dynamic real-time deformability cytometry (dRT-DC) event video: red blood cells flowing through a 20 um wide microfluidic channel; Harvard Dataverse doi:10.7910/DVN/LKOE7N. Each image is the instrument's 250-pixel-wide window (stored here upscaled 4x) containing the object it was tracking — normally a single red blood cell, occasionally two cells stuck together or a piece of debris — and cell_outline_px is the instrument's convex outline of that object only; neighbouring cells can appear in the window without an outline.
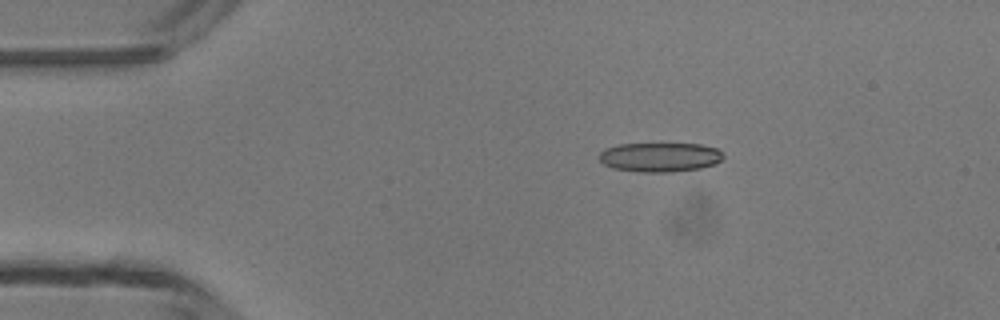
{"species": "common noctule bat (a hibernating species)", "species_latin": "Nyctalus noctula", "temperature_condition": "room temperature", "stored_images_in_passage": 6, "camera_frame_rate_fps": 3000, "um_per_image_px": 0.085, "animal": {"sex": "male", "body_mass_g": 13.3}, "frame": {"image": 1, "passage_image": 3, "time_ms": 2.333, "image_size_px": [1000, 320], "cell_outline_px": [[724, 156], [716, 164], [700, 168], [672, 172], [636, 172], [612, 168], [604, 164], [596, 156], [604, 148], [620, 144], [700, 144], [716, 148], [724, 152]], "centroid_in_image_um": [56.07, 13.36], "position_along_channel_um": 28.9, "area_um2": 21.44}}
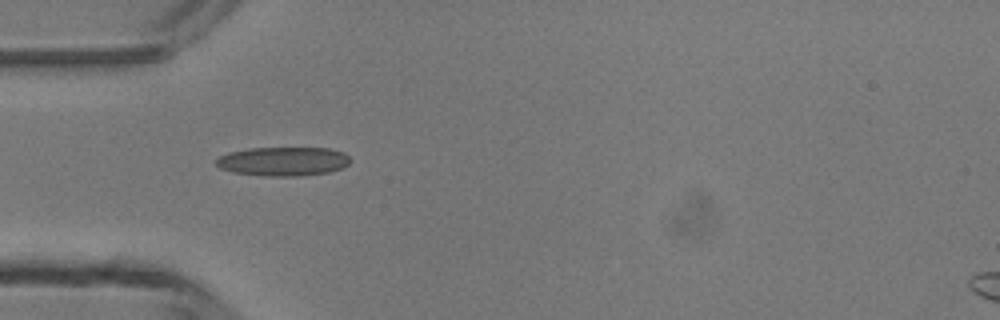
{"frame": {"image": 2, "passage_image": 5, "time_ms": 4.333, "image_size_px": [1000, 320], "cell_outline_px": [[352, 160], [344, 168], [328, 172], [296, 176], [268, 176], [232, 172], [220, 168], [216, 164], [216, 160], [220, 156], [228, 152], [248, 148], [328, 148], [344, 152]], "centroid_in_image_um": [24.09, 13.71], "position_along_channel_um": 60.9, "area_um2": 22.72}}
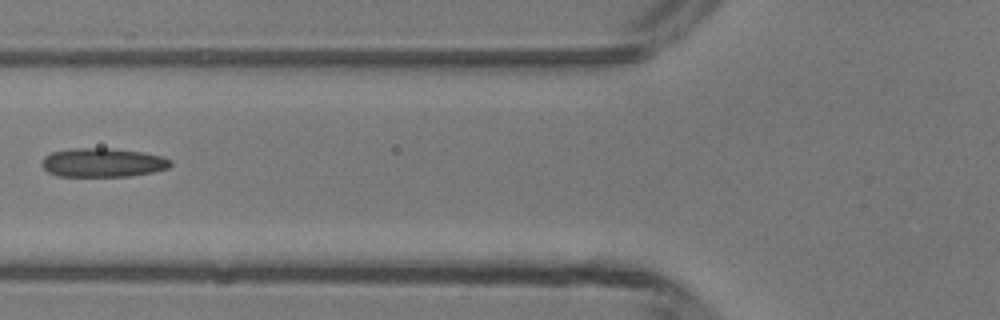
{"frame": {"image": 3, "passage_image": 6, "time_ms": 5.667, "image_size_px": [1000, 320], "cell_outline_px": [[172, 164], [168, 168], [152, 172], [128, 176], [56, 176], [48, 172], [40, 164], [44, 156], [52, 152], [72, 148], [108, 148], [144, 152], [164, 156], [172, 160]], "centroid_in_image_um": [8.74, 13.81], "position_along_channel_um": 117.1, "area_um2": 21.85}}